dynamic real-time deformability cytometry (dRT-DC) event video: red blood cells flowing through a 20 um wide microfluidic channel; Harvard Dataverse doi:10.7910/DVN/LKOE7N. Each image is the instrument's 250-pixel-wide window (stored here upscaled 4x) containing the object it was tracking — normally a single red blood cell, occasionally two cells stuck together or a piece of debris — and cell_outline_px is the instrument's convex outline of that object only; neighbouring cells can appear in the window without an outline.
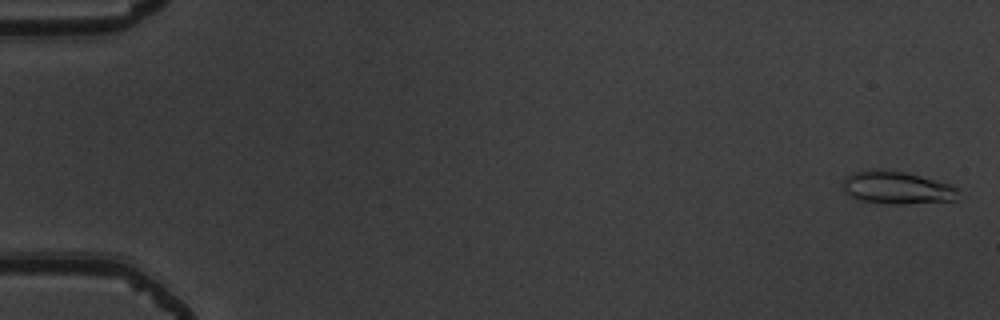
{"species": "common noctule bat (a hibernating species)", "species_latin": "Nyctalus noctula", "temperature_condition": "warm", "stored_images_in_passage": 6, "camera_frame_rate_fps": 3000, "um_per_image_px": 0.085, "animal": {"sex": "male", "body_mass_g": 19.5, "forearm_length_mm": 54.6}, "frame": {"image": 1, "passage_image": 1, "time_ms": 0.0, "image_size_px": [1000, 320], "cell_outline_px": [[960, 188], [956, 200], [900, 204], [884, 204], [860, 200], [844, 192], [844, 180], [852, 172], [880, 168], [904, 172], [952, 184]], "centroid_in_image_um": [76.27, 15.95], "position_along_channel_um": 8.7, "area_um2": 22.08}}